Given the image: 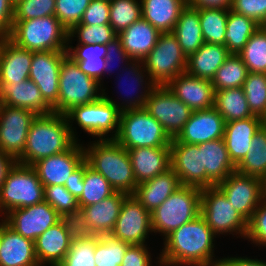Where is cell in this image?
Masks as SVG:
<instances>
[{"label":"cell","instance_id":"cell-53","mask_svg":"<svg viewBox=\"0 0 266 266\" xmlns=\"http://www.w3.org/2000/svg\"><path fill=\"white\" fill-rule=\"evenodd\" d=\"M249 240L258 247H266V198L256 208L248 221L247 234Z\"/></svg>","mask_w":266,"mask_h":266},{"label":"cell","instance_id":"cell-25","mask_svg":"<svg viewBox=\"0 0 266 266\" xmlns=\"http://www.w3.org/2000/svg\"><path fill=\"white\" fill-rule=\"evenodd\" d=\"M0 103L24 108L37 115L53 113L52 107L44 100L39 87L30 79L16 83H0Z\"/></svg>","mask_w":266,"mask_h":266},{"label":"cell","instance_id":"cell-30","mask_svg":"<svg viewBox=\"0 0 266 266\" xmlns=\"http://www.w3.org/2000/svg\"><path fill=\"white\" fill-rule=\"evenodd\" d=\"M160 32L143 18L118 34L122 47L132 60H141L155 47Z\"/></svg>","mask_w":266,"mask_h":266},{"label":"cell","instance_id":"cell-49","mask_svg":"<svg viewBox=\"0 0 266 266\" xmlns=\"http://www.w3.org/2000/svg\"><path fill=\"white\" fill-rule=\"evenodd\" d=\"M94 252L95 237L72 241L67 255L58 266H96Z\"/></svg>","mask_w":266,"mask_h":266},{"label":"cell","instance_id":"cell-14","mask_svg":"<svg viewBox=\"0 0 266 266\" xmlns=\"http://www.w3.org/2000/svg\"><path fill=\"white\" fill-rule=\"evenodd\" d=\"M37 114L0 103V150L16 161L25 149L28 131Z\"/></svg>","mask_w":266,"mask_h":266},{"label":"cell","instance_id":"cell-35","mask_svg":"<svg viewBox=\"0 0 266 266\" xmlns=\"http://www.w3.org/2000/svg\"><path fill=\"white\" fill-rule=\"evenodd\" d=\"M172 33L187 57L196 52L204 44L198 9L186 5Z\"/></svg>","mask_w":266,"mask_h":266},{"label":"cell","instance_id":"cell-31","mask_svg":"<svg viewBox=\"0 0 266 266\" xmlns=\"http://www.w3.org/2000/svg\"><path fill=\"white\" fill-rule=\"evenodd\" d=\"M128 66V67H127ZM125 67V68H124ZM124 67H122V70L123 72L126 71V73L124 75H126V79H129V80H126L127 82H130L131 80H133L130 84L132 86H134L135 84V87H133L137 90L134 91V93L136 91H138L140 88L141 90L138 91L140 92L138 94V92H136V94L138 95H134L135 97H131L126 95V98L124 97V99H121L123 100L122 103H117L116 101H114L112 98L109 97V95L107 96L108 93L105 92V89H103V96L108 100L110 101L111 103H113L121 112L122 111H125V110H132V109H141V108H144V105H145V102L149 96V93L151 92V90L155 87V84L150 80L149 78V75L147 74V71L144 69V65H143V62L141 60H131L128 65H124ZM125 70H124V69ZM146 73V74H145ZM123 75V76H124ZM132 75V76H131ZM130 76V77H129ZM129 77V78H127ZM146 77V79H144ZM123 80V78H122ZM120 81V80H119ZM135 81V82H134ZM122 83V81H120ZM125 82V81H124ZM119 83V82H118ZM120 84V83H119ZM124 84V83H122ZM127 85V84H126ZM125 85V86H126ZM130 85V86H131ZM145 85V86H143ZM128 86V85H127ZM128 86V87H130ZM137 86V87H136ZM124 87V86H123ZM139 87V88H138ZM129 89V88H128ZM127 89V90H128ZM132 89V88H131ZM130 89V90H131ZM125 90V89H124ZM133 90L132 93H133ZM143 90V91H142ZM123 91V90H122ZM126 91V90H125ZM129 91V90H128ZM127 91V93H128ZM129 91V93L131 92ZM123 93V92H122ZM133 93V94H134ZM131 94V93H130ZM124 95V96H125ZM127 99V100H126ZM125 101V102H124Z\"/></svg>","mask_w":266,"mask_h":266},{"label":"cell","instance_id":"cell-58","mask_svg":"<svg viewBox=\"0 0 266 266\" xmlns=\"http://www.w3.org/2000/svg\"><path fill=\"white\" fill-rule=\"evenodd\" d=\"M14 5L11 0H0V37H8L12 31Z\"/></svg>","mask_w":266,"mask_h":266},{"label":"cell","instance_id":"cell-42","mask_svg":"<svg viewBox=\"0 0 266 266\" xmlns=\"http://www.w3.org/2000/svg\"><path fill=\"white\" fill-rule=\"evenodd\" d=\"M248 72L266 73V29L260 26L238 54Z\"/></svg>","mask_w":266,"mask_h":266},{"label":"cell","instance_id":"cell-34","mask_svg":"<svg viewBox=\"0 0 266 266\" xmlns=\"http://www.w3.org/2000/svg\"><path fill=\"white\" fill-rule=\"evenodd\" d=\"M187 0H141L142 18L160 33L172 32Z\"/></svg>","mask_w":266,"mask_h":266},{"label":"cell","instance_id":"cell-4","mask_svg":"<svg viewBox=\"0 0 266 266\" xmlns=\"http://www.w3.org/2000/svg\"><path fill=\"white\" fill-rule=\"evenodd\" d=\"M8 38L31 52L67 51L68 46V30L55 15L14 20Z\"/></svg>","mask_w":266,"mask_h":266},{"label":"cell","instance_id":"cell-44","mask_svg":"<svg viewBox=\"0 0 266 266\" xmlns=\"http://www.w3.org/2000/svg\"><path fill=\"white\" fill-rule=\"evenodd\" d=\"M129 246L111 235L96 236L94 252L96 266H121Z\"/></svg>","mask_w":266,"mask_h":266},{"label":"cell","instance_id":"cell-1","mask_svg":"<svg viewBox=\"0 0 266 266\" xmlns=\"http://www.w3.org/2000/svg\"><path fill=\"white\" fill-rule=\"evenodd\" d=\"M214 238L216 235L199 214L163 238L164 247L156 257L158 266H220L222 258L214 256Z\"/></svg>","mask_w":266,"mask_h":266},{"label":"cell","instance_id":"cell-64","mask_svg":"<svg viewBox=\"0 0 266 266\" xmlns=\"http://www.w3.org/2000/svg\"><path fill=\"white\" fill-rule=\"evenodd\" d=\"M100 1H106V2L111 3L113 0H100Z\"/></svg>","mask_w":266,"mask_h":266},{"label":"cell","instance_id":"cell-48","mask_svg":"<svg viewBox=\"0 0 266 266\" xmlns=\"http://www.w3.org/2000/svg\"><path fill=\"white\" fill-rule=\"evenodd\" d=\"M60 221L67 230L71 241L88 240L96 237L87 223L83 209L80 207L60 215Z\"/></svg>","mask_w":266,"mask_h":266},{"label":"cell","instance_id":"cell-2","mask_svg":"<svg viewBox=\"0 0 266 266\" xmlns=\"http://www.w3.org/2000/svg\"><path fill=\"white\" fill-rule=\"evenodd\" d=\"M76 142L64 114L53 112L37 115L30 126L25 149L17 163L32 166L41 159L69 150Z\"/></svg>","mask_w":266,"mask_h":266},{"label":"cell","instance_id":"cell-62","mask_svg":"<svg viewBox=\"0 0 266 266\" xmlns=\"http://www.w3.org/2000/svg\"><path fill=\"white\" fill-rule=\"evenodd\" d=\"M17 161L10 155L4 154L0 150V188L3 184L9 170L14 166Z\"/></svg>","mask_w":266,"mask_h":266},{"label":"cell","instance_id":"cell-38","mask_svg":"<svg viewBox=\"0 0 266 266\" xmlns=\"http://www.w3.org/2000/svg\"><path fill=\"white\" fill-rule=\"evenodd\" d=\"M260 27L253 19L238 14L229 8L225 46L231 54H239L249 38Z\"/></svg>","mask_w":266,"mask_h":266},{"label":"cell","instance_id":"cell-11","mask_svg":"<svg viewBox=\"0 0 266 266\" xmlns=\"http://www.w3.org/2000/svg\"><path fill=\"white\" fill-rule=\"evenodd\" d=\"M200 215L216 236L229 233L246 237L248 221L234 209L217 186L202 189Z\"/></svg>","mask_w":266,"mask_h":266},{"label":"cell","instance_id":"cell-67","mask_svg":"<svg viewBox=\"0 0 266 266\" xmlns=\"http://www.w3.org/2000/svg\"><path fill=\"white\" fill-rule=\"evenodd\" d=\"M262 26L266 29V21H265V23Z\"/></svg>","mask_w":266,"mask_h":266},{"label":"cell","instance_id":"cell-29","mask_svg":"<svg viewBox=\"0 0 266 266\" xmlns=\"http://www.w3.org/2000/svg\"><path fill=\"white\" fill-rule=\"evenodd\" d=\"M128 194L115 191L98 203L84 206L87 223L96 236L109 235L114 229L124 199Z\"/></svg>","mask_w":266,"mask_h":266},{"label":"cell","instance_id":"cell-28","mask_svg":"<svg viewBox=\"0 0 266 266\" xmlns=\"http://www.w3.org/2000/svg\"><path fill=\"white\" fill-rule=\"evenodd\" d=\"M203 167L206 171V188L216 186L236 170L227 151L224 138L199 144Z\"/></svg>","mask_w":266,"mask_h":266},{"label":"cell","instance_id":"cell-27","mask_svg":"<svg viewBox=\"0 0 266 266\" xmlns=\"http://www.w3.org/2000/svg\"><path fill=\"white\" fill-rule=\"evenodd\" d=\"M71 243V238L61 221L48 228L34 241L39 265L58 266L67 255Z\"/></svg>","mask_w":266,"mask_h":266},{"label":"cell","instance_id":"cell-36","mask_svg":"<svg viewBox=\"0 0 266 266\" xmlns=\"http://www.w3.org/2000/svg\"><path fill=\"white\" fill-rule=\"evenodd\" d=\"M106 53V45L101 44L67 46V55L77 62L80 70L101 84L105 76Z\"/></svg>","mask_w":266,"mask_h":266},{"label":"cell","instance_id":"cell-24","mask_svg":"<svg viewBox=\"0 0 266 266\" xmlns=\"http://www.w3.org/2000/svg\"><path fill=\"white\" fill-rule=\"evenodd\" d=\"M0 266H40L34 241L15 232L5 219L0 237Z\"/></svg>","mask_w":266,"mask_h":266},{"label":"cell","instance_id":"cell-26","mask_svg":"<svg viewBox=\"0 0 266 266\" xmlns=\"http://www.w3.org/2000/svg\"><path fill=\"white\" fill-rule=\"evenodd\" d=\"M263 125V118L255 115L247 119L225 123L224 140L229 157L235 166H237L249 152L253 136Z\"/></svg>","mask_w":266,"mask_h":266},{"label":"cell","instance_id":"cell-61","mask_svg":"<svg viewBox=\"0 0 266 266\" xmlns=\"http://www.w3.org/2000/svg\"><path fill=\"white\" fill-rule=\"evenodd\" d=\"M233 0H187V5L195 8H231Z\"/></svg>","mask_w":266,"mask_h":266},{"label":"cell","instance_id":"cell-33","mask_svg":"<svg viewBox=\"0 0 266 266\" xmlns=\"http://www.w3.org/2000/svg\"><path fill=\"white\" fill-rule=\"evenodd\" d=\"M230 54L225 45L204 43L196 52L187 57L186 72L189 75L212 81L217 70Z\"/></svg>","mask_w":266,"mask_h":266},{"label":"cell","instance_id":"cell-6","mask_svg":"<svg viewBox=\"0 0 266 266\" xmlns=\"http://www.w3.org/2000/svg\"><path fill=\"white\" fill-rule=\"evenodd\" d=\"M202 189L181 185L151 212V228L164 238L200 214Z\"/></svg>","mask_w":266,"mask_h":266},{"label":"cell","instance_id":"cell-5","mask_svg":"<svg viewBox=\"0 0 266 266\" xmlns=\"http://www.w3.org/2000/svg\"><path fill=\"white\" fill-rule=\"evenodd\" d=\"M102 85L66 55L60 67L58 102L52 107L53 112L65 115L74 107L99 100L103 96Z\"/></svg>","mask_w":266,"mask_h":266},{"label":"cell","instance_id":"cell-9","mask_svg":"<svg viewBox=\"0 0 266 266\" xmlns=\"http://www.w3.org/2000/svg\"><path fill=\"white\" fill-rule=\"evenodd\" d=\"M120 113L121 111L113 103L102 96L93 103L70 109L65 116L72 136L77 141L79 139L76 137L77 132H74L75 127H72L73 121L93 138L96 137L95 139L105 140L115 139L117 137ZM109 133H112V135Z\"/></svg>","mask_w":266,"mask_h":266},{"label":"cell","instance_id":"cell-23","mask_svg":"<svg viewBox=\"0 0 266 266\" xmlns=\"http://www.w3.org/2000/svg\"><path fill=\"white\" fill-rule=\"evenodd\" d=\"M137 185L171 168L170 145L127 149Z\"/></svg>","mask_w":266,"mask_h":266},{"label":"cell","instance_id":"cell-55","mask_svg":"<svg viewBox=\"0 0 266 266\" xmlns=\"http://www.w3.org/2000/svg\"><path fill=\"white\" fill-rule=\"evenodd\" d=\"M76 25H110V3L91 0L80 23Z\"/></svg>","mask_w":266,"mask_h":266},{"label":"cell","instance_id":"cell-17","mask_svg":"<svg viewBox=\"0 0 266 266\" xmlns=\"http://www.w3.org/2000/svg\"><path fill=\"white\" fill-rule=\"evenodd\" d=\"M66 55L67 51L33 52L29 79L51 107L58 102L60 67Z\"/></svg>","mask_w":266,"mask_h":266},{"label":"cell","instance_id":"cell-63","mask_svg":"<svg viewBox=\"0 0 266 266\" xmlns=\"http://www.w3.org/2000/svg\"><path fill=\"white\" fill-rule=\"evenodd\" d=\"M3 219H1V222H0V237H1V234H2V231H3Z\"/></svg>","mask_w":266,"mask_h":266},{"label":"cell","instance_id":"cell-66","mask_svg":"<svg viewBox=\"0 0 266 266\" xmlns=\"http://www.w3.org/2000/svg\"><path fill=\"white\" fill-rule=\"evenodd\" d=\"M263 121H264V125L266 126V116H265V118L263 119Z\"/></svg>","mask_w":266,"mask_h":266},{"label":"cell","instance_id":"cell-45","mask_svg":"<svg viewBox=\"0 0 266 266\" xmlns=\"http://www.w3.org/2000/svg\"><path fill=\"white\" fill-rule=\"evenodd\" d=\"M242 88L252 114L264 119L266 116V73L249 72Z\"/></svg>","mask_w":266,"mask_h":266},{"label":"cell","instance_id":"cell-8","mask_svg":"<svg viewBox=\"0 0 266 266\" xmlns=\"http://www.w3.org/2000/svg\"><path fill=\"white\" fill-rule=\"evenodd\" d=\"M44 201V186L30 165L15 163L0 188V212L24 208Z\"/></svg>","mask_w":266,"mask_h":266},{"label":"cell","instance_id":"cell-50","mask_svg":"<svg viewBox=\"0 0 266 266\" xmlns=\"http://www.w3.org/2000/svg\"><path fill=\"white\" fill-rule=\"evenodd\" d=\"M56 0H19L14 5V20H29L55 15Z\"/></svg>","mask_w":266,"mask_h":266},{"label":"cell","instance_id":"cell-60","mask_svg":"<svg viewBox=\"0 0 266 266\" xmlns=\"http://www.w3.org/2000/svg\"><path fill=\"white\" fill-rule=\"evenodd\" d=\"M220 266H266V261L248 257H224Z\"/></svg>","mask_w":266,"mask_h":266},{"label":"cell","instance_id":"cell-65","mask_svg":"<svg viewBox=\"0 0 266 266\" xmlns=\"http://www.w3.org/2000/svg\"><path fill=\"white\" fill-rule=\"evenodd\" d=\"M14 4H16L19 0H11Z\"/></svg>","mask_w":266,"mask_h":266},{"label":"cell","instance_id":"cell-56","mask_svg":"<svg viewBox=\"0 0 266 266\" xmlns=\"http://www.w3.org/2000/svg\"><path fill=\"white\" fill-rule=\"evenodd\" d=\"M152 257L147 244L130 245L123 257L121 266H152Z\"/></svg>","mask_w":266,"mask_h":266},{"label":"cell","instance_id":"cell-32","mask_svg":"<svg viewBox=\"0 0 266 266\" xmlns=\"http://www.w3.org/2000/svg\"><path fill=\"white\" fill-rule=\"evenodd\" d=\"M180 186L177 174L169 168L137 185L132 195L151 213Z\"/></svg>","mask_w":266,"mask_h":266},{"label":"cell","instance_id":"cell-21","mask_svg":"<svg viewBox=\"0 0 266 266\" xmlns=\"http://www.w3.org/2000/svg\"><path fill=\"white\" fill-rule=\"evenodd\" d=\"M166 86L192 111L214 107L215 89L211 80L184 72L172 79Z\"/></svg>","mask_w":266,"mask_h":266},{"label":"cell","instance_id":"cell-3","mask_svg":"<svg viewBox=\"0 0 266 266\" xmlns=\"http://www.w3.org/2000/svg\"><path fill=\"white\" fill-rule=\"evenodd\" d=\"M83 146L88 166L100 173L115 191L132 195L137 187L126 148L115 139L95 140Z\"/></svg>","mask_w":266,"mask_h":266},{"label":"cell","instance_id":"cell-41","mask_svg":"<svg viewBox=\"0 0 266 266\" xmlns=\"http://www.w3.org/2000/svg\"><path fill=\"white\" fill-rule=\"evenodd\" d=\"M248 73L242 58L238 54H230L211 82L215 91L242 87Z\"/></svg>","mask_w":266,"mask_h":266},{"label":"cell","instance_id":"cell-37","mask_svg":"<svg viewBox=\"0 0 266 266\" xmlns=\"http://www.w3.org/2000/svg\"><path fill=\"white\" fill-rule=\"evenodd\" d=\"M214 108L225 123L253 117L242 87L215 91Z\"/></svg>","mask_w":266,"mask_h":266},{"label":"cell","instance_id":"cell-39","mask_svg":"<svg viewBox=\"0 0 266 266\" xmlns=\"http://www.w3.org/2000/svg\"><path fill=\"white\" fill-rule=\"evenodd\" d=\"M236 171L266 182V126L253 136L249 152L236 166Z\"/></svg>","mask_w":266,"mask_h":266},{"label":"cell","instance_id":"cell-13","mask_svg":"<svg viewBox=\"0 0 266 266\" xmlns=\"http://www.w3.org/2000/svg\"><path fill=\"white\" fill-rule=\"evenodd\" d=\"M216 186L247 221L266 198V185L263 180L236 170Z\"/></svg>","mask_w":266,"mask_h":266},{"label":"cell","instance_id":"cell-19","mask_svg":"<svg viewBox=\"0 0 266 266\" xmlns=\"http://www.w3.org/2000/svg\"><path fill=\"white\" fill-rule=\"evenodd\" d=\"M85 161L83 144L78 141L65 152L35 162L32 167L42 185H65L70 175Z\"/></svg>","mask_w":266,"mask_h":266},{"label":"cell","instance_id":"cell-15","mask_svg":"<svg viewBox=\"0 0 266 266\" xmlns=\"http://www.w3.org/2000/svg\"><path fill=\"white\" fill-rule=\"evenodd\" d=\"M152 232L151 213L133 195H128L109 235L129 245H143Z\"/></svg>","mask_w":266,"mask_h":266},{"label":"cell","instance_id":"cell-20","mask_svg":"<svg viewBox=\"0 0 266 266\" xmlns=\"http://www.w3.org/2000/svg\"><path fill=\"white\" fill-rule=\"evenodd\" d=\"M224 127L225 121L214 107L192 111L176 139L186 144H202L224 138Z\"/></svg>","mask_w":266,"mask_h":266},{"label":"cell","instance_id":"cell-46","mask_svg":"<svg viewBox=\"0 0 266 266\" xmlns=\"http://www.w3.org/2000/svg\"><path fill=\"white\" fill-rule=\"evenodd\" d=\"M141 18V0H113L110 3V26L117 34Z\"/></svg>","mask_w":266,"mask_h":266},{"label":"cell","instance_id":"cell-43","mask_svg":"<svg viewBox=\"0 0 266 266\" xmlns=\"http://www.w3.org/2000/svg\"><path fill=\"white\" fill-rule=\"evenodd\" d=\"M83 183L84 190L78 198L80 208L98 203L115 192L109 182L89 166L85 168Z\"/></svg>","mask_w":266,"mask_h":266},{"label":"cell","instance_id":"cell-59","mask_svg":"<svg viewBox=\"0 0 266 266\" xmlns=\"http://www.w3.org/2000/svg\"><path fill=\"white\" fill-rule=\"evenodd\" d=\"M88 163L84 161L71 175L70 179L66 181L65 188L77 199L81 196L84 190V171Z\"/></svg>","mask_w":266,"mask_h":266},{"label":"cell","instance_id":"cell-47","mask_svg":"<svg viewBox=\"0 0 266 266\" xmlns=\"http://www.w3.org/2000/svg\"><path fill=\"white\" fill-rule=\"evenodd\" d=\"M74 37L78 38L77 44L107 45L117 38L118 34L110 25H74L68 31V44L72 43Z\"/></svg>","mask_w":266,"mask_h":266},{"label":"cell","instance_id":"cell-16","mask_svg":"<svg viewBox=\"0 0 266 266\" xmlns=\"http://www.w3.org/2000/svg\"><path fill=\"white\" fill-rule=\"evenodd\" d=\"M4 218L10 228L32 241L60 221V215L45 201L12 209L4 215Z\"/></svg>","mask_w":266,"mask_h":266},{"label":"cell","instance_id":"cell-51","mask_svg":"<svg viewBox=\"0 0 266 266\" xmlns=\"http://www.w3.org/2000/svg\"><path fill=\"white\" fill-rule=\"evenodd\" d=\"M91 0H56L55 16L69 31L79 24Z\"/></svg>","mask_w":266,"mask_h":266},{"label":"cell","instance_id":"cell-7","mask_svg":"<svg viewBox=\"0 0 266 266\" xmlns=\"http://www.w3.org/2000/svg\"><path fill=\"white\" fill-rule=\"evenodd\" d=\"M115 140L126 149L164 147L171 142L162 125L144 108L120 113L119 131Z\"/></svg>","mask_w":266,"mask_h":266},{"label":"cell","instance_id":"cell-57","mask_svg":"<svg viewBox=\"0 0 266 266\" xmlns=\"http://www.w3.org/2000/svg\"><path fill=\"white\" fill-rule=\"evenodd\" d=\"M106 49H107V53H106V64H105V75L106 72L111 73L112 69L111 67L113 65L115 60L117 62V60H121L120 63H123L125 65H128V63L132 60L129 55L126 53V51L124 50V48L122 47V43L121 40L117 37L115 38L113 41L109 42L106 45ZM124 60V61H123Z\"/></svg>","mask_w":266,"mask_h":266},{"label":"cell","instance_id":"cell-40","mask_svg":"<svg viewBox=\"0 0 266 266\" xmlns=\"http://www.w3.org/2000/svg\"><path fill=\"white\" fill-rule=\"evenodd\" d=\"M204 43L225 45L229 8H197Z\"/></svg>","mask_w":266,"mask_h":266},{"label":"cell","instance_id":"cell-52","mask_svg":"<svg viewBox=\"0 0 266 266\" xmlns=\"http://www.w3.org/2000/svg\"><path fill=\"white\" fill-rule=\"evenodd\" d=\"M44 201L50 204L59 215L79 208L78 199L64 185L45 186Z\"/></svg>","mask_w":266,"mask_h":266},{"label":"cell","instance_id":"cell-12","mask_svg":"<svg viewBox=\"0 0 266 266\" xmlns=\"http://www.w3.org/2000/svg\"><path fill=\"white\" fill-rule=\"evenodd\" d=\"M144 109L173 139L183 130L192 110L165 86H155L145 102Z\"/></svg>","mask_w":266,"mask_h":266},{"label":"cell","instance_id":"cell-10","mask_svg":"<svg viewBox=\"0 0 266 266\" xmlns=\"http://www.w3.org/2000/svg\"><path fill=\"white\" fill-rule=\"evenodd\" d=\"M142 62L155 86L167 85L187 68V56L172 32L161 33Z\"/></svg>","mask_w":266,"mask_h":266},{"label":"cell","instance_id":"cell-54","mask_svg":"<svg viewBox=\"0 0 266 266\" xmlns=\"http://www.w3.org/2000/svg\"><path fill=\"white\" fill-rule=\"evenodd\" d=\"M231 10L262 26L266 21V0H233Z\"/></svg>","mask_w":266,"mask_h":266},{"label":"cell","instance_id":"cell-18","mask_svg":"<svg viewBox=\"0 0 266 266\" xmlns=\"http://www.w3.org/2000/svg\"><path fill=\"white\" fill-rule=\"evenodd\" d=\"M170 161L171 169L177 174L180 185L206 188V171L199 144H186L176 138L171 139Z\"/></svg>","mask_w":266,"mask_h":266},{"label":"cell","instance_id":"cell-22","mask_svg":"<svg viewBox=\"0 0 266 266\" xmlns=\"http://www.w3.org/2000/svg\"><path fill=\"white\" fill-rule=\"evenodd\" d=\"M33 52L0 37V83L16 84L29 79Z\"/></svg>","mask_w":266,"mask_h":266}]
</instances>
